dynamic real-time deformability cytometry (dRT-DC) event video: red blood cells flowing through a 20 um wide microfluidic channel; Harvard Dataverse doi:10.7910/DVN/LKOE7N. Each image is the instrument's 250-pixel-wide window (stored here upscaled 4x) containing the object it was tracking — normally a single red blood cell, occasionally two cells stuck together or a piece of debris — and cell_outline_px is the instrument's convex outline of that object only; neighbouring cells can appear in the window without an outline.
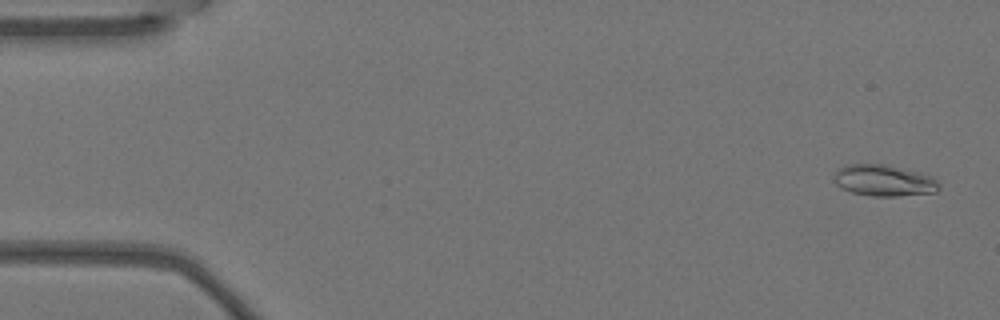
{"species": "Egyptian fruit bat (a non-hibernating species)", "species_latin": "Rousettus aegyptiacus", "temperature_condition": "warm", "stored_images_in_passage": 6, "camera_frame_rate_fps": 3000, "um_per_image_px": 0.085, "animal": {"sex": "female"}, "frame": {"image": 1, "passage_image": 1, "time_ms": 0.0, "image_size_px": [1000, 320], "cell_outline_px": [[940, 188], [936, 192], [896, 196], [872, 196], [852, 192], [840, 188], [836, 184], [832, 176], [840, 168], [848, 164], [884, 164], [920, 172], [932, 176], [940, 184]], "centroid_in_image_um": [75.14, 15.34], "position_along_channel_um": 9.9, "area_um2": 19.25}}
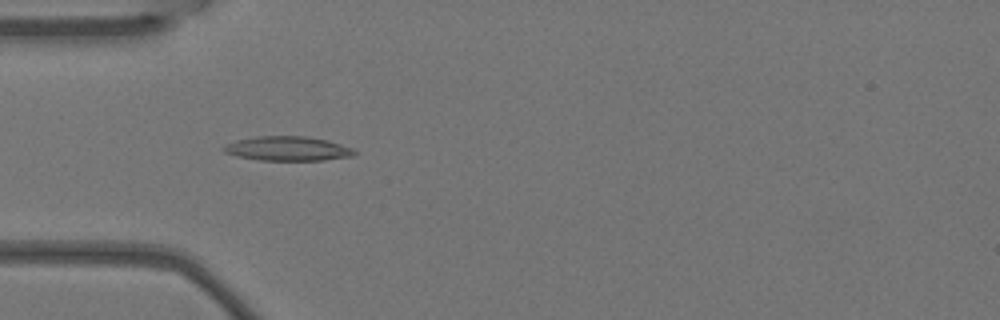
{"frame": {"image": 2, "passage_image": 5, "time_ms": 1.333, "image_size_px": [1000, 320], "cell_outline_px": [[356, 152], [352, 156], [324, 160], [260, 160], [236, 156], [224, 152], [220, 148], [236, 140], [256, 136], [304, 136], [328, 140], [352, 148]], "centroid_in_image_um": [24.43, 12.63], "position_along_channel_um": 60.6, "area_um2": 18.5}}
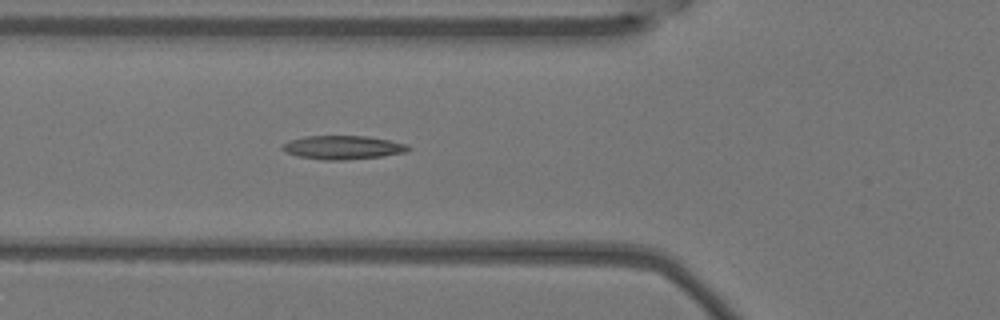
{"frame": {"image": 3, "passage_image": 6, "time_ms": 1.667, "image_size_px": [1000, 320], "cell_outline_px": [[412, 148], [404, 152], [380, 156], [344, 160], [324, 160], [296, 156], [284, 152], [280, 148], [288, 140], [304, 136], [368, 136], [408, 144]], "centroid_in_image_um": [29.09, 12.53], "position_along_channel_um": 96.7, "area_um2": 17.4}}